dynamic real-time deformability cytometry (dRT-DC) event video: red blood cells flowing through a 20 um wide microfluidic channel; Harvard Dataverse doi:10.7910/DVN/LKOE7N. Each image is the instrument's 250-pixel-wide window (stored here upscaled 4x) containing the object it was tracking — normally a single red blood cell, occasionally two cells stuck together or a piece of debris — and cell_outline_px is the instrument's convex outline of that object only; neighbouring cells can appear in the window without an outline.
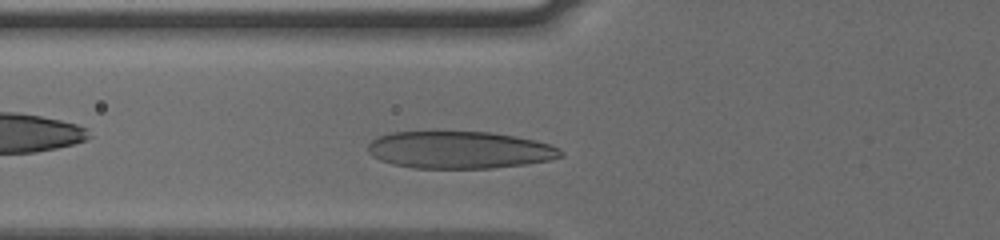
{"species": "human", "species_latin": "Homo sapiens", "temperature_condition": "cold", "stored_images_in_passage": 37, "camera_frame_rate_fps": 3000, "um_per_image_px": 0.085, "donor": {"sex": "male"}, "frame": {"image": 1, "passage_image": 8, "time_ms": 2.333, "image_size_px": [1000, 240], "cell_outline_px": [[564, 156], [552, 160], [524, 164], [492, 168], [412, 168], [392, 164], [380, 160], [372, 156], [368, 152], [368, 144], [372, 140], [380, 136], [392, 132], [492, 132], [516, 136], [536, 140], [552, 144], [560, 148], [564, 152]], "centroid_in_image_um": [39.11, 12.74], "position_along_channel_um": 86.7, "area_um2": 42.14}}
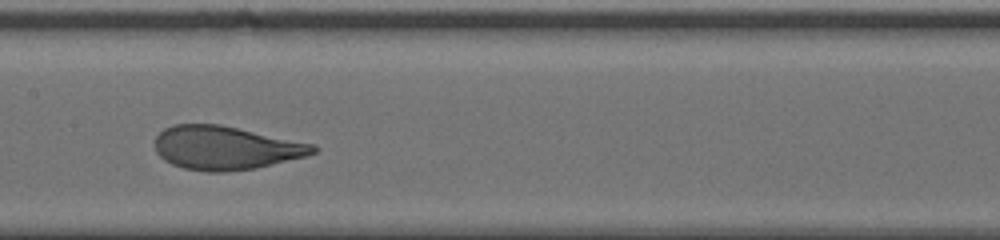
{"frame": {"image": 2, "passage_image": 16, "time_ms": 5.0, "image_size_px": [1000, 240], "cell_outline_px": [[320, 148], [316, 152], [308, 156], [256, 168], [224, 172], [208, 172], [184, 168], [172, 164], [164, 160], [156, 152], [156, 136], [164, 128], [172, 124], [220, 124], [316, 144]], "centroid_in_image_um": [19.22, 12.56], "position_along_channel_um": 188.2, "area_um2": 40.46}}
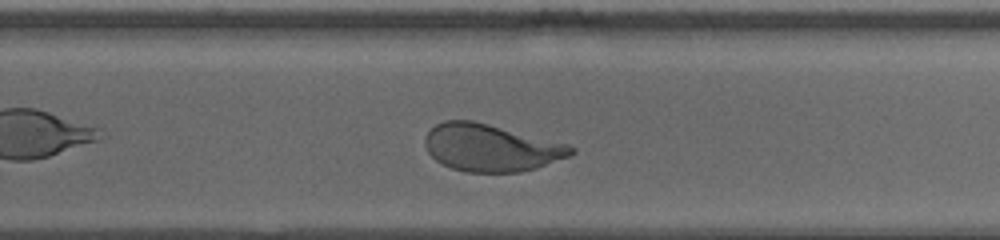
{"frame": {"image": 3, "passage_image": 24, "time_ms": 7.667, "image_size_px": [1000, 240], "cell_outline_px": [[576, 152], [572, 156], [536, 168], [520, 172], [468, 172], [452, 168], [436, 160], [428, 152], [424, 144], [424, 136], [436, 124], [444, 120], [472, 120], [568, 144], [576, 148]], "centroid_in_image_um": [41.74, 12.56], "position_along_channel_um": 288.1, "area_um2": 40.17}, "authors_computed_cell_mechanics": {"area_um2": 40.2288, "velocity_mm_per_s": 3.7627, "shape_relaxation_time_tau1_ms": 3.0679, "shape_relaxation_time_tau2_ms": null, "deformation_change_tau1": 0.1683, "deformation_change_tau2": null}}